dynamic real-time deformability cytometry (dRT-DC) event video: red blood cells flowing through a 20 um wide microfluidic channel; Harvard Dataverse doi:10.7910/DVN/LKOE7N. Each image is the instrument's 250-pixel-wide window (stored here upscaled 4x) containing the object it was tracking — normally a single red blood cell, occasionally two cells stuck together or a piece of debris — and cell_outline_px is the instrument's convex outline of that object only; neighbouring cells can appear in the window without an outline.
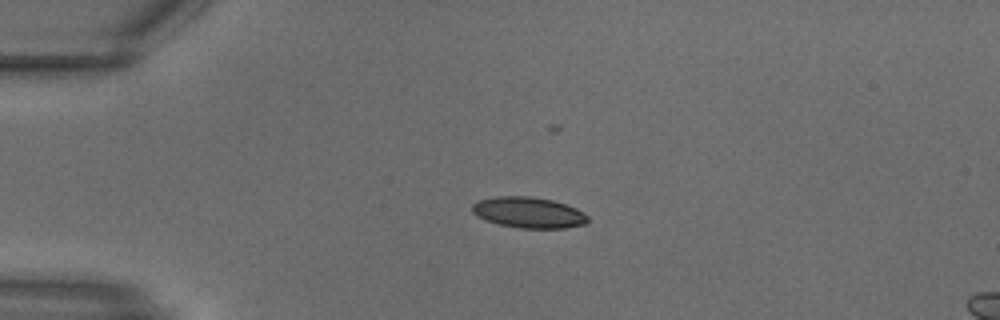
{"species": "common noctule bat (a hibernating species)", "species_latin": "Nyctalus noctula", "temperature_condition": "warm", "stored_images_in_passage": 29, "camera_frame_rate_fps": 3000, "um_per_image_px": 0.085, "animal": {"sex": "male", "body_mass_g": 18.8}, "frame": {"image": 1, "passage_image": 6, "time_ms": 1.667, "image_size_px": [1000, 320], "cell_outline_px": [[588, 220], [584, 224], [564, 228], [520, 228], [500, 224], [484, 220], [472, 212], [472, 204], [476, 200], [496, 196], [532, 196], [552, 200], [576, 208], [584, 212], [588, 216]], "centroid_in_image_um": [44.9, 18.05], "position_along_channel_um": 40.1, "area_um2": 20.87}}
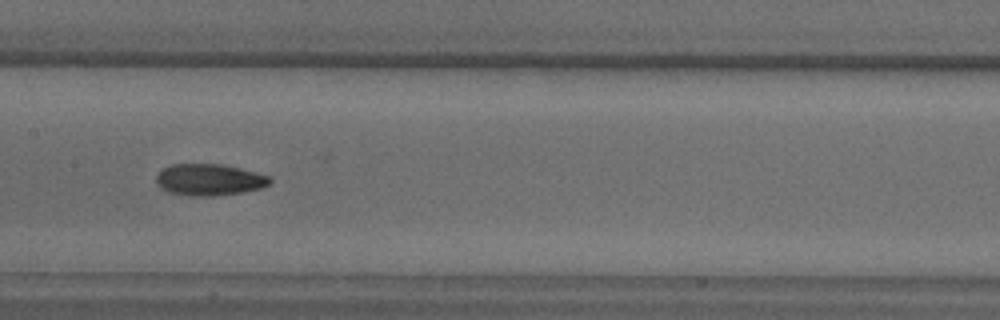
{"frame": {"image": 2, "passage_image": 14, "time_ms": 4.333, "image_size_px": [1000, 320], "cell_outline_px": [[272, 180], [268, 184], [260, 188], [240, 192], [216, 196], [188, 196], [168, 192], [160, 188], [156, 184], [156, 176], [164, 168], [172, 164], [220, 164], [240, 168], [256, 172], [268, 176]], "centroid_in_image_um": [17.75, 15.28], "position_along_channel_um": 189.7, "area_um2": 20.87}}
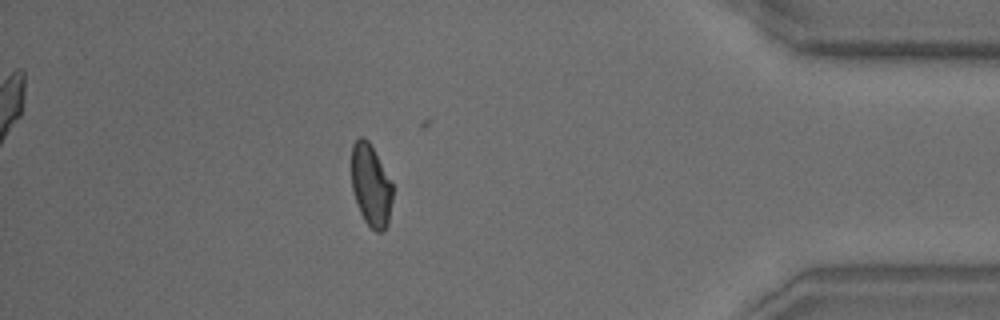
{"frame": {"image": 3, "passage_image": 25, "time_ms": 8.0, "image_size_px": [1000, 320], "cell_outline_px": [[392, 200], [388, 224], [384, 232], [376, 232], [364, 220], [360, 212], [352, 188], [352, 144], [360, 136], [364, 136], [368, 140], [392, 184]], "centroid_in_image_um": [31.52, 15.78], "position_along_channel_um": 403.7, "area_um2": 19.42}}